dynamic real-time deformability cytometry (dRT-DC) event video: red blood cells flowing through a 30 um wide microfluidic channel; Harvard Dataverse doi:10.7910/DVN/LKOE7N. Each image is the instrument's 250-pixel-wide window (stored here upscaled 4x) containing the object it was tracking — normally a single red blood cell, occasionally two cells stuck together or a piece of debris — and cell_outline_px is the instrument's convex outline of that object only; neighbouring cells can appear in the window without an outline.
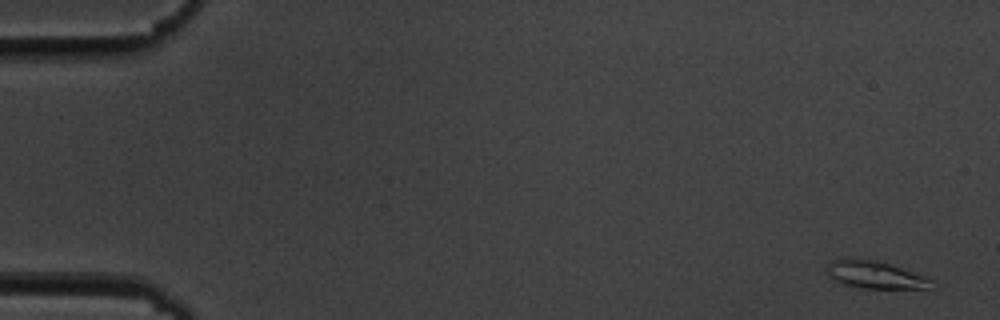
{"species": "common noctule bat (a hibernating species)", "species_latin": "Nyctalus noctula", "temperature_condition": "cold", "stored_images_in_passage": 55, "camera_frame_rate_fps": 3000, "um_per_image_px": 0.085, "animal": {"sex": "male", "body_mass_g": 19.5, "forearm_length_mm": 54.6}, "frame": {"image": 1, "passage_image": 1, "time_ms": 0.0, "image_size_px": [1000, 320], "cell_outline_px": [[932, 280], [928, 288], [864, 288], [844, 284], [832, 280], [828, 276], [824, 268], [832, 260], [848, 256], [876, 260], [924, 276]], "centroid_in_image_um": [74.23, 23.32], "position_along_channel_um": 10.8, "area_um2": 16.76}}
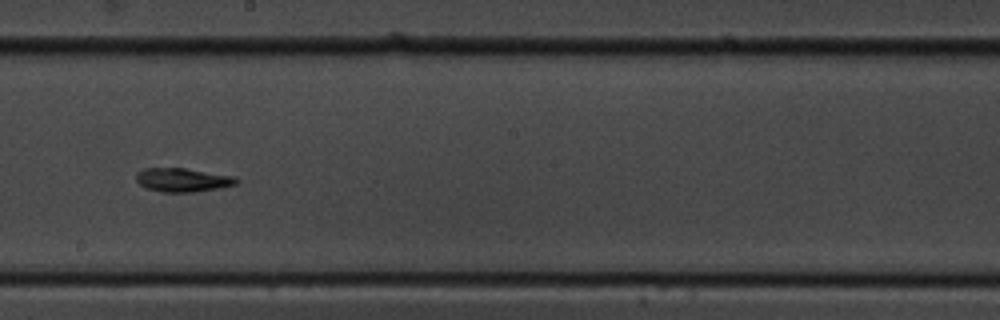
{"frame": {"image": 2, "passage_image": 31, "time_ms": 10.0, "image_size_px": [1000, 320], "cell_outline_px": [[240, 180], [236, 184], [220, 188], [196, 192], [160, 192], [148, 188], [140, 184], [136, 180], [136, 172], [144, 168], [184, 168], [236, 176]], "centroid_in_image_um": [15.56, 15.29], "position_along_channel_um": 232.6, "area_um2": 13.99}}
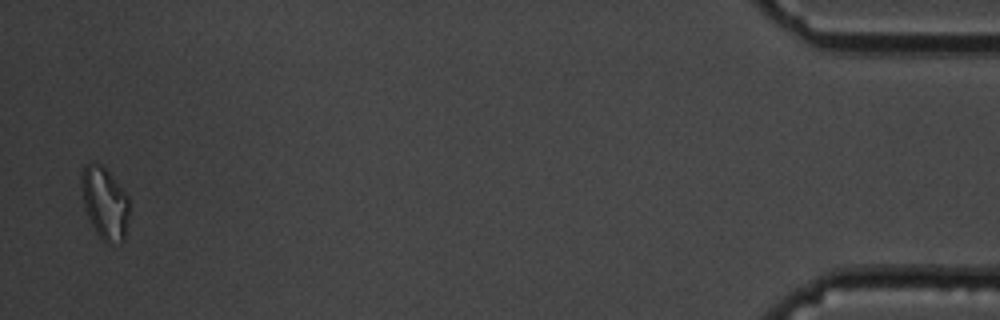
{"frame": {"image": 3, "passage_image": 54, "time_ms": 17.667, "image_size_px": [1000, 320], "cell_outline_px": [[128, 216], [124, 240], [120, 244], [108, 244], [96, 232], [88, 216], [84, 204], [80, 188], [80, 172], [92, 160], [100, 164], [112, 176], [128, 196]], "centroid_in_image_um": [8.89, 17.25], "position_along_channel_um": 426.3, "area_um2": 20.06}, "authors_computed_cell_mechanics": {"area_um2": 14.2766, "velocity_mm_per_s": 3.6017, "shape_relaxation_time_tau1_ms": 6.4205, "shape_relaxation_time_tau2_ms": 6.2961, "deformation_change_tau1": 0.1619, "deformation_change_tau2": 0.158}}